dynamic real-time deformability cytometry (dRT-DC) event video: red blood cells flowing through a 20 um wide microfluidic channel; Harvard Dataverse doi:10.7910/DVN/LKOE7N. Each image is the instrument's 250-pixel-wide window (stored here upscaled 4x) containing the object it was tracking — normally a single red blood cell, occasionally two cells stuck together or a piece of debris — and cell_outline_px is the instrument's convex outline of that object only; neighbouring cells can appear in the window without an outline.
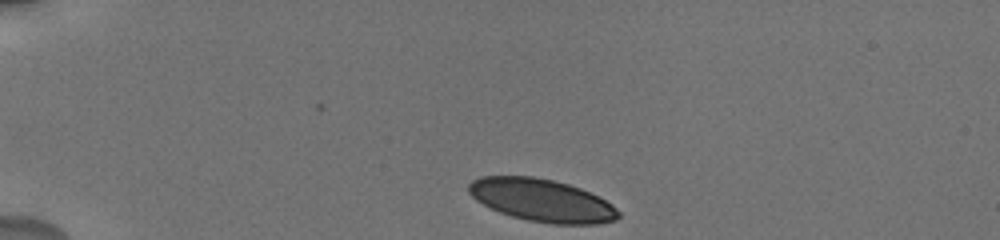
{"species": "human", "species_latin": "Homo sapiens", "temperature_condition": "cold", "stored_images_in_passage": 7, "camera_frame_rate_fps": 3000, "um_per_image_px": 0.085, "donor": {"sex": "male"}, "frame": {"image": 1, "passage_image": 1, "time_ms": 0.0, "image_size_px": [1000, 240], "cell_outline_px": [[620, 216], [616, 220], [596, 224], [552, 224], [528, 220], [512, 216], [500, 212], [476, 200], [468, 192], [468, 184], [472, 180], [480, 176], [532, 176], [552, 180], [568, 184], [580, 188], [612, 204], [620, 212]], "centroid_in_image_um": [46.05, 17.02], "position_along_channel_um": 39.0, "area_um2": 36.99}}
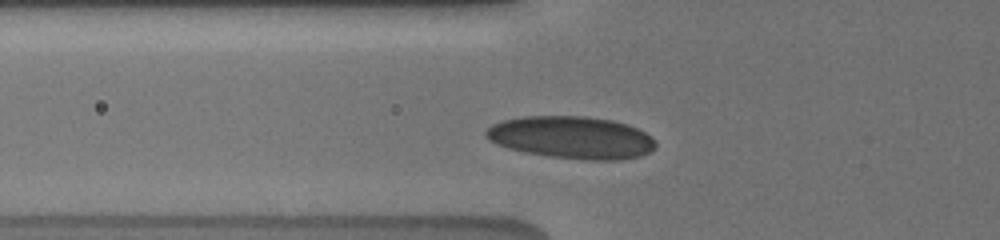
{"frame": {"image": 2, "passage_image": 6, "time_ms": 2.667, "image_size_px": [1000, 240], "cell_outline_px": [[656, 148], [640, 156], [620, 160], [588, 160], [552, 156], [524, 152], [508, 148], [488, 140], [484, 136], [484, 132], [492, 124], [500, 120], [524, 116], [588, 116], [612, 120], [628, 124], [652, 136], [656, 140]], "centroid_in_image_um": [48.59, 11.68], "position_along_channel_um": 77.2, "area_um2": 42.14}}